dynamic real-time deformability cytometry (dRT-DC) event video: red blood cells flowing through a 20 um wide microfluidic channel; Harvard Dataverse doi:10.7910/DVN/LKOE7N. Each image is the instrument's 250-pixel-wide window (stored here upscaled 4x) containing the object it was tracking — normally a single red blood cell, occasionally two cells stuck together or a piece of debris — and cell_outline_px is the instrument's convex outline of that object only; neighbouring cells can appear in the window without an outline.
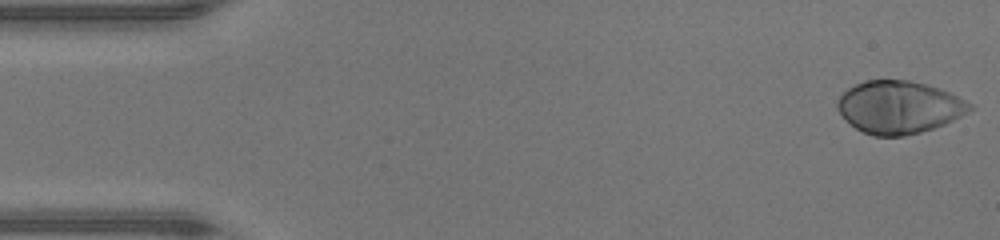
{"species": "human", "species_latin": "Homo sapiens", "temperature_condition": "warm", "stored_images_in_passage": 46, "camera_frame_rate_fps": 3000, "um_per_image_px": 0.085, "donor": {"sex": "male"}, "frame": {"image": 1, "passage_image": 1, "time_ms": 0.0, "image_size_px": [1000, 240], "cell_outline_px": [[972, 108], [968, 112], [944, 124], [920, 132], [904, 136], [872, 136], [856, 128], [836, 108], [836, 100], [848, 88], [864, 80], [908, 80], [928, 84], [940, 88], [972, 104]], "centroid_in_image_um": [76.4, 9.1], "position_along_channel_um": 8.6, "area_um2": 40.29}}
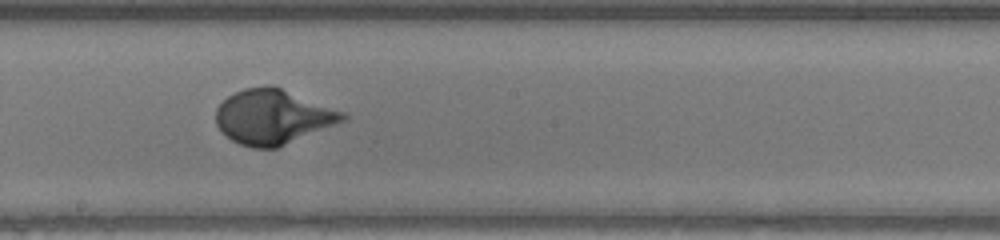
{"frame": {"image": 2, "passage_image": 25, "time_ms": 8.0, "image_size_px": [1000, 240], "cell_outline_px": [[348, 120], [276, 148], [252, 148], [240, 144], [232, 140], [216, 124], [216, 108], [228, 96], [244, 88], [268, 84], [272, 84], [348, 112]], "centroid_in_image_um": [23.27, 9.91], "position_along_channel_um": 224.9, "area_um2": 40.86}}
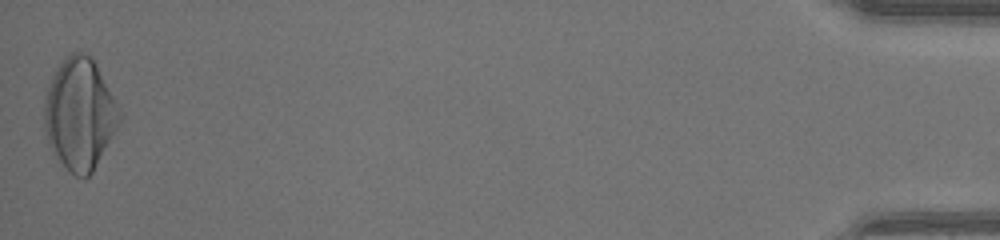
{"frame": {"image": 3, "passage_image": 46, "time_ms": 15.0, "image_size_px": [1000, 240], "cell_outline_px": [[124, 120], [92, 172], [84, 180], [76, 176], [52, 152], [48, 144], [44, 128], [44, 92], [52, 76], [60, 64], [72, 52], [84, 52], [92, 56], [124, 116]], "centroid_in_image_um": [6.8, 9.7], "position_along_channel_um": 428.4, "area_um2": 49.42}, "authors_computed_cell_mechanics": {"area_um2": 40.2288, "velocity_mm_per_s": 4.4067, "shape_relaxation_time_tau1_ms": 3.0618, "shape_relaxation_time_tau2_ms": null, "deformation_change_tau1": 0.2231, "deformation_change_tau2": null}}